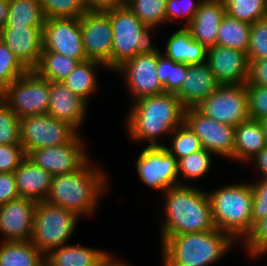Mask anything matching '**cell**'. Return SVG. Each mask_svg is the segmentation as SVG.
<instances>
[{
    "label": "cell",
    "instance_id": "9",
    "mask_svg": "<svg viewBox=\"0 0 267 266\" xmlns=\"http://www.w3.org/2000/svg\"><path fill=\"white\" fill-rule=\"evenodd\" d=\"M78 134L73 126L48 113L20 118L21 145L26 155L35 149L69 143Z\"/></svg>",
    "mask_w": 267,
    "mask_h": 266
},
{
    "label": "cell",
    "instance_id": "23",
    "mask_svg": "<svg viewBox=\"0 0 267 266\" xmlns=\"http://www.w3.org/2000/svg\"><path fill=\"white\" fill-rule=\"evenodd\" d=\"M14 175L20 197L36 202L45 201L53 178L49 172L26 157L14 171Z\"/></svg>",
    "mask_w": 267,
    "mask_h": 266
},
{
    "label": "cell",
    "instance_id": "34",
    "mask_svg": "<svg viewBox=\"0 0 267 266\" xmlns=\"http://www.w3.org/2000/svg\"><path fill=\"white\" fill-rule=\"evenodd\" d=\"M170 135H172L171 144L170 146L165 144L164 147L178 161L203 149L200 139L185 122L175 128Z\"/></svg>",
    "mask_w": 267,
    "mask_h": 266
},
{
    "label": "cell",
    "instance_id": "38",
    "mask_svg": "<svg viewBox=\"0 0 267 266\" xmlns=\"http://www.w3.org/2000/svg\"><path fill=\"white\" fill-rule=\"evenodd\" d=\"M26 71L13 52L0 40V87L5 89Z\"/></svg>",
    "mask_w": 267,
    "mask_h": 266
},
{
    "label": "cell",
    "instance_id": "50",
    "mask_svg": "<svg viewBox=\"0 0 267 266\" xmlns=\"http://www.w3.org/2000/svg\"><path fill=\"white\" fill-rule=\"evenodd\" d=\"M115 257L106 251L105 255L98 261L96 266H130L129 263L122 260H116Z\"/></svg>",
    "mask_w": 267,
    "mask_h": 266
},
{
    "label": "cell",
    "instance_id": "15",
    "mask_svg": "<svg viewBox=\"0 0 267 266\" xmlns=\"http://www.w3.org/2000/svg\"><path fill=\"white\" fill-rule=\"evenodd\" d=\"M80 134L71 142L58 146L35 149L27 158L35 165L45 169L53 177L67 174L79 169L89 158Z\"/></svg>",
    "mask_w": 267,
    "mask_h": 266
},
{
    "label": "cell",
    "instance_id": "42",
    "mask_svg": "<svg viewBox=\"0 0 267 266\" xmlns=\"http://www.w3.org/2000/svg\"><path fill=\"white\" fill-rule=\"evenodd\" d=\"M202 0L195 3L194 0H167L166 2V24L176 21L177 18H186L182 27H187L199 9Z\"/></svg>",
    "mask_w": 267,
    "mask_h": 266
},
{
    "label": "cell",
    "instance_id": "7",
    "mask_svg": "<svg viewBox=\"0 0 267 266\" xmlns=\"http://www.w3.org/2000/svg\"><path fill=\"white\" fill-rule=\"evenodd\" d=\"M79 216L63 207L40 201L36 205L30 241L44 254L64 246L77 225Z\"/></svg>",
    "mask_w": 267,
    "mask_h": 266
},
{
    "label": "cell",
    "instance_id": "12",
    "mask_svg": "<svg viewBox=\"0 0 267 266\" xmlns=\"http://www.w3.org/2000/svg\"><path fill=\"white\" fill-rule=\"evenodd\" d=\"M184 122L197 135L205 150L233 160L234 127L206 117L196 108L185 109Z\"/></svg>",
    "mask_w": 267,
    "mask_h": 266
},
{
    "label": "cell",
    "instance_id": "46",
    "mask_svg": "<svg viewBox=\"0 0 267 266\" xmlns=\"http://www.w3.org/2000/svg\"><path fill=\"white\" fill-rule=\"evenodd\" d=\"M248 60L249 68L246 85L267 87V58Z\"/></svg>",
    "mask_w": 267,
    "mask_h": 266
},
{
    "label": "cell",
    "instance_id": "17",
    "mask_svg": "<svg viewBox=\"0 0 267 266\" xmlns=\"http://www.w3.org/2000/svg\"><path fill=\"white\" fill-rule=\"evenodd\" d=\"M206 63L221 85L247 82L249 60L243 51L215 45L207 48Z\"/></svg>",
    "mask_w": 267,
    "mask_h": 266
},
{
    "label": "cell",
    "instance_id": "33",
    "mask_svg": "<svg viewBox=\"0 0 267 266\" xmlns=\"http://www.w3.org/2000/svg\"><path fill=\"white\" fill-rule=\"evenodd\" d=\"M188 64L174 62L161 52H157V77L165 92L175 93L186 77Z\"/></svg>",
    "mask_w": 267,
    "mask_h": 266
},
{
    "label": "cell",
    "instance_id": "1",
    "mask_svg": "<svg viewBox=\"0 0 267 266\" xmlns=\"http://www.w3.org/2000/svg\"><path fill=\"white\" fill-rule=\"evenodd\" d=\"M128 111L125 126L130 139L149 141L148 146H164L158 143L159 138L170 136L184 122L185 108L174 93L165 92L133 101Z\"/></svg>",
    "mask_w": 267,
    "mask_h": 266
},
{
    "label": "cell",
    "instance_id": "18",
    "mask_svg": "<svg viewBox=\"0 0 267 266\" xmlns=\"http://www.w3.org/2000/svg\"><path fill=\"white\" fill-rule=\"evenodd\" d=\"M38 202L19 197L0 206L1 241H28L32 234V226Z\"/></svg>",
    "mask_w": 267,
    "mask_h": 266
},
{
    "label": "cell",
    "instance_id": "43",
    "mask_svg": "<svg viewBox=\"0 0 267 266\" xmlns=\"http://www.w3.org/2000/svg\"><path fill=\"white\" fill-rule=\"evenodd\" d=\"M249 118L261 120L267 117V87L246 85Z\"/></svg>",
    "mask_w": 267,
    "mask_h": 266
},
{
    "label": "cell",
    "instance_id": "21",
    "mask_svg": "<svg viewBox=\"0 0 267 266\" xmlns=\"http://www.w3.org/2000/svg\"><path fill=\"white\" fill-rule=\"evenodd\" d=\"M221 84L207 63L188 65L181 87L174 93L185 109L195 108Z\"/></svg>",
    "mask_w": 267,
    "mask_h": 266
},
{
    "label": "cell",
    "instance_id": "40",
    "mask_svg": "<svg viewBox=\"0 0 267 266\" xmlns=\"http://www.w3.org/2000/svg\"><path fill=\"white\" fill-rule=\"evenodd\" d=\"M248 59L267 58V16L251 24Z\"/></svg>",
    "mask_w": 267,
    "mask_h": 266
},
{
    "label": "cell",
    "instance_id": "11",
    "mask_svg": "<svg viewBox=\"0 0 267 266\" xmlns=\"http://www.w3.org/2000/svg\"><path fill=\"white\" fill-rule=\"evenodd\" d=\"M136 170L145 185L162 193L182 185L178 176V160L164 146H145L137 157Z\"/></svg>",
    "mask_w": 267,
    "mask_h": 266
},
{
    "label": "cell",
    "instance_id": "49",
    "mask_svg": "<svg viewBox=\"0 0 267 266\" xmlns=\"http://www.w3.org/2000/svg\"><path fill=\"white\" fill-rule=\"evenodd\" d=\"M85 2L90 9H102L125 3L124 0H85Z\"/></svg>",
    "mask_w": 267,
    "mask_h": 266
},
{
    "label": "cell",
    "instance_id": "35",
    "mask_svg": "<svg viewBox=\"0 0 267 266\" xmlns=\"http://www.w3.org/2000/svg\"><path fill=\"white\" fill-rule=\"evenodd\" d=\"M167 0H126L125 4L149 27L166 24Z\"/></svg>",
    "mask_w": 267,
    "mask_h": 266
},
{
    "label": "cell",
    "instance_id": "32",
    "mask_svg": "<svg viewBox=\"0 0 267 266\" xmlns=\"http://www.w3.org/2000/svg\"><path fill=\"white\" fill-rule=\"evenodd\" d=\"M222 2L229 17L250 25L267 16V0H222Z\"/></svg>",
    "mask_w": 267,
    "mask_h": 266
},
{
    "label": "cell",
    "instance_id": "4",
    "mask_svg": "<svg viewBox=\"0 0 267 266\" xmlns=\"http://www.w3.org/2000/svg\"><path fill=\"white\" fill-rule=\"evenodd\" d=\"M236 242L218 229L172 235L161 244L162 266H209L226 255Z\"/></svg>",
    "mask_w": 267,
    "mask_h": 266
},
{
    "label": "cell",
    "instance_id": "31",
    "mask_svg": "<svg viewBox=\"0 0 267 266\" xmlns=\"http://www.w3.org/2000/svg\"><path fill=\"white\" fill-rule=\"evenodd\" d=\"M79 62L57 52L42 51L38 66L34 69L42 78L62 82Z\"/></svg>",
    "mask_w": 267,
    "mask_h": 266
},
{
    "label": "cell",
    "instance_id": "22",
    "mask_svg": "<svg viewBox=\"0 0 267 266\" xmlns=\"http://www.w3.org/2000/svg\"><path fill=\"white\" fill-rule=\"evenodd\" d=\"M226 11L222 0H202L194 18L186 27L192 38L206 49L216 45L218 28Z\"/></svg>",
    "mask_w": 267,
    "mask_h": 266
},
{
    "label": "cell",
    "instance_id": "20",
    "mask_svg": "<svg viewBox=\"0 0 267 266\" xmlns=\"http://www.w3.org/2000/svg\"><path fill=\"white\" fill-rule=\"evenodd\" d=\"M47 113L73 126L77 131L86 117L88 103L74 94L63 82L49 81Z\"/></svg>",
    "mask_w": 267,
    "mask_h": 266
},
{
    "label": "cell",
    "instance_id": "51",
    "mask_svg": "<svg viewBox=\"0 0 267 266\" xmlns=\"http://www.w3.org/2000/svg\"><path fill=\"white\" fill-rule=\"evenodd\" d=\"M10 0H0V32L6 26Z\"/></svg>",
    "mask_w": 267,
    "mask_h": 266
},
{
    "label": "cell",
    "instance_id": "14",
    "mask_svg": "<svg viewBox=\"0 0 267 266\" xmlns=\"http://www.w3.org/2000/svg\"><path fill=\"white\" fill-rule=\"evenodd\" d=\"M43 51L57 52L79 63L87 59L79 18L46 19L42 30Z\"/></svg>",
    "mask_w": 267,
    "mask_h": 266
},
{
    "label": "cell",
    "instance_id": "2",
    "mask_svg": "<svg viewBox=\"0 0 267 266\" xmlns=\"http://www.w3.org/2000/svg\"><path fill=\"white\" fill-rule=\"evenodd\" d=\"M164 214L161 243L170 236L216 229L207 192L188 185L164 191Z\"/></svg>",
    "mask_w": 267,
    "mask_h": 266
},
{
    "label": "cell",
    "instance_id": "16",
    "mask_svg": "<svg viewBox=\"0 0 267 266\" xmlns=\"http://www.w3.org/2000/svg\"><path fill=\"white\" fill-rule=\"evenodd\" d=\"M157 53L137 54L123 62L114 71L122 74L132 99L165 93L164 86L157 77Z\"/></svg>",
    "mask_w": 267,
    "mask_h": 266
},
{
    "label": "cell",
    "instance_id": "3",
    "mask_svg": "<svg viewBox=\"0 0 267 266\" xmlns=\"http://www.w3.org/2000/svg\"><path fill=\"white\" fill-rule=\"evenodd\" d=\"M107 180L106 171L91 166L88 159L76 171L54 176L45 201L72 211L79 217L93 216L101 195L109 187Z\"/></svg>",
    "mask_w": 267,
    "mask_h": 266
},
{
    "label": "cell",
    "instance_id": "45",
    "mask_svg": "<svg viewBox=\"0 0 267 266\" xmlns=\"http://www.w3.org/2000/svg\"><path fill=\"white\" fill-rule=\"evenodd\" d=\"M26 157L22 145H0V173H14Z\"/></svg>",
    "mask_w": 267,
    "mask_h": 266
},
{
    "label": "cell",
    "instance_id": "28",
    "mask_svg": "<svg viewBox=\"0 0 267 266\" xmlns=\"http://www.w3.org/2000/svg\"><path fill=\"white\" fill-rule=\"evenodd\" d=\"M106 66L95 60H86L77 64L75 69L62 81L75 95L81 97L89 104V98L98 88L97 74L98 67Z\"/></svg>",
    "mask_w": 267,
    "mask_h": 266
},
{
    "label": "cell",
    "instance_id": "26",
    "mask_svg": "<svg viewBox=\"0 0 267 266\" xmlns=\"http://www.w3.org/2000/svg\"><path fill=\"white\" fill-rule=\"evenodd\" d=\"M105 253L100 249L66 244L45 255V263L48 266H96Z\"/></svg>",
    "mask_w": 267,
    "mask_h": 266
},
{
    "label": "cell",
    "instance_id": "8",
    "mask_svg": "<svg viewBox=\"0 0 267 266\" xmlns=\"http://www.w3.org/2000/svg\"><path fill=\"white\" fill-rule=\"evenodd\" d=\"M48 97L49 80L42 78L35 70H27L5 88L6 105L19 118L47 114Z\"/></svg>",
    "mask_w": 267,
    "mask_h": 266
},
{
    "label": "cell",
    "instance_id": "13",
    "mask_svg": "<svg viewBox=\"0 0 267 266\" xmlns=\"http://www.w3.org/2000/svg\"><path fill=\"white\" fill-rule=\"evenodd\" d=\"M80 23L87 59L99 61L110 70L113 29L109 16L102 9H89Z\"/></svg>",
    "mask_w": 267,
    "mask_h": 266
},
{
    "label": "cell",
    "instance_id": "30",
    "mask_svg": "<svg viewBox=\"0 0 267 266\" xmlns=\"http://www.w3.org/2000/svg\"><path fill=\"white\" fill-rule=\"evenodd\" d=\"M251 25L229 17H223L218 28L216 45L237 49L247 53Z\"/></svg>",
    "mask_w": 267,
    "mask_h": 266
},
{
    "label": "cell",
    "instance_id": "10",
    "mask_svg": "<svg viewBox=\"0 0 267 266\" xmlns=\"http://www.w3.org/2000/svg\"><path fill=\"white\" fill-rule=\"evenodd\" d=\"M195 108L206 117L235 127L249 119L246 84L220 85Z\"/></svg>",
    "mask_w": 267,
    "mask_h": 266
},
{
    "label": "cell",
    "instance_id": "29",
    "mask_svg": "<svg viewBox=\"0 0 267 266\" xmlns=\"http://www.w3.org/2000/svg\"><path fill=\"white\" fill-rule=\"evenodd\" d=\"M45 20L39 0H10L5 27L32 26L43 29Z\"/></svg>",
    "mask_w": 267,
    "mask_h": 266
},
{
    "label": "cell",
    "instance_id": "48",
    "mask_svg": "<svg viewBox=\"0 0 267 266\" xmlns=\"http://www.w3.org/2000/svg\"><path fill=\"white\" fill-rule=\"evenodd\" d=\"M252 160L262 174L261 178H267V145Z\"/></svg>",
    "mask_w": 267,
    "mask_h": 266
},
{
    "label": "cell",
    "instance_id": "25",
    "mask_svg": "<svg viewBox=\"0 0 267 266\" xmlns=\"http://www.w3.org/2000/svg\"><path fill=\"white\" fill-rule=\"evenodd\" d=\"M234 128L233 160L249 163L267 145L261 124L249 118Z\"/></svg>",
    "mask_w": 267,
    "mask_h": 266
},
{
    "label": "cell",
    "instance_id": "19",
    "mask_svg": "<svg viewBox=\"0 0 267 266\" xmlns=\"http://www.w3.org/2000/svg\"><path fill=\"white\" fill-rule=\"evenodd\" d=\"M42 30L32 26L4 27L0 40L27 70H34L43 51Z\"/></svg>",
    "mask_w": 267,
    "mask_h": 266
},
{
    "label": "cell",
    "instance_id": "36",
    "mask_svg": "<svg viewBox=\"0 0 267 266\" xmlns=\"http://www.w3.org/2000/svg\"><path fill=\"white\" fill-rule=\"evenodd\" d=\"M212 155L214 156L212 152L203 148L180 159L178 161V176L181 175L184 180H196L204 177L211 168Z\"/></svg>",
    "mask_w": 267,
    "mask_h": 266
},
{
    "label": "cell",
    "instance_id": "39",
    "mask_svg": "<svg viewBox=\"0 0 267 266\" xmlns=\"http://www.w3.org/2000/svg\"><path fill=\"white\" fill-rule=\"evenodd\" d=\"M0 145H21L20 118L6 104L0 109Z\"/></svg>",
    "mask_w": 267,
    "mask_h": 266
},
{
    "label": "cell",
    "instance_id": "52",
    "mask_svg": "<svg viewBox=\"0 0 267 266\" xmlns=\"http://www.w3.org/2000/svg\"><path fill=\"white\" fill-rule=\"evenodd\" d=\"M258 121L261 124L262 130H263V133H264V136H265V140H266V143H267V117L262 118L261 120H258Z\"/></svg>",
    "mask_w": 267,
    "mask_h": 266
},
{
    "label": "cell",
    "instance_id": "53",
    "mask_svg": "<svg viewBox=\"0 0 267 266\" xmlns=\"http://www.w3.org/2000/svg\"><path fill=\"white\" fill-rule=\"evenodd\" d=\"M6 104L5 89L0 87V109Z\"/></svg>",
    "mask_w": 267,
    "mask_h": 266
},
{
    "label": "cell",
    "instance_id": "37",
    "mask_svg": "<svg viewBox=\"0 0 267 266\" xmlns=\"http://www.w3.org/2000/svg\"><path fill=\"white\" fill-rule=\"evenodd\" d=\"M46 19L81 18L90 8L85 0H39Z\"/></svg>",
    "mask_w": 267,
    "mask_h": 266
},
{
    "label": "cell",
    "instance_id": "27",
    "mask_svg": "<svg viewBox=\"0 0 267 266\" xmlns=\"http://www.w3.org/2000/svg\"><path fill=\"white\" fill-rule=\"evenodd\" d=\"M45 255L30 241H1L0 266H43Z\"/></svg>",
    "mask_w": 267,
    "mask_h": 266
},
{
    "label": "cell",
    "instance_id": "47",
    "mask_svg": "<svg viewBox=\"0 0 267 266\" xmlns=\"http://www.w3.org/2000/svg\"><path fill=\"white\" fill-rule=\"evenodd\" d=\"M19 197L14 173H0V206Z\"/></svg>",
    "mask_w": 267,
    "mask_h": 266
},
{
    "label": "cell",
    "instance_id": "5",
    "mask_svg": "<svg viewBox=\"0 0 267 266\" xmlns=\"http://www.w3.org/2000/svg\"><path fill=\"white\" fill-rule=\"evenodd\" d=\"M207 194L216 229L244 241L253 230L251 184H227Z\"/></svg>",
    "mask_w": 267,
    "mask_h": 266
},
{
    "label": "cell",
    "instance_id": "24",
    "mask_svg": "<svg viewBox=\"0 0 267 266\" xmlns=\"http://www.w3.org/2000/svg\"><path fill=\"white\" fill-rule=\"evenodd\" d=\"M165 43L164 55L174 62L188 65L206 62L207 49L192 38L191 32L186 27L173 32Z\"/></svg>",
    "mask_w": 267,
    "mask_h": 266
},
{
    "label": "cell",
    "instance_id": "6",
    "mask_svg": "<svg viewBox=\"0 0 267 266\" xmlns=\"http://www.w3.org/2000/svg\"><path fill=\"white\" fill-rule=\"evenodd\" d=\"M102 10L109 16L113 29L112 71L137 54L160 52L151 41L150 33L156 27L146 26L127 4L108 6Z\"/></svg>",
    "mask_w": 267,
    "mask_h": 266
},
{
    "label": "cell",
    "instance_id": "44",
    "mask_svg": "<svg viewBox=\"0 0 267 266\" xmlns=\"http://www.w3.org/2000/svg\"><path fill=\"white\" fill-rule=\"evenodd\" d=\"M253 202H252V225L267 217V178L250 183Z\"/></svg>",
    "mask_w": 267,
    "mask_h": 266
},
{
    "label": "cell",
    "instance_id": "41",
    "mask_svg": "<svg viewBox=\"0 0 267 266\" xmlns=\"http://www.w3.org/2000/svg\"><path fill=\"white\" fill-rule=\"evenodd\" d=\"M248 256L256 259L267 253V217L258 221L242 242Z\"/></svg>",
    "mask_w": 267,
    "mask_h": 266
}]
</instances>
